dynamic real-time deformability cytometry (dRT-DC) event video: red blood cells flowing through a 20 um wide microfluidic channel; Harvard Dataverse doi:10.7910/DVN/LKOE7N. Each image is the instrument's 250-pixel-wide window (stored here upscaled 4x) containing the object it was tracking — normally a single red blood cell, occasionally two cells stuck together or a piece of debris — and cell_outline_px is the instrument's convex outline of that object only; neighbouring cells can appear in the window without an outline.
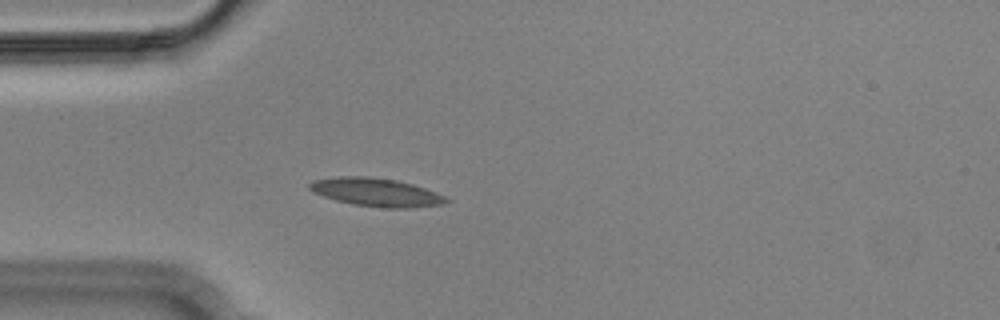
{"species": "Egyptian fruit bat (a non-hibernating species)", "species_latin": "Rousettus aegyptiacus", "temperature_condition": "cold", "stored_images_in_passage": 3, "camera_frame_rate_fps": 3000, "um_per_image_px": 0.085, "animal": {"sex": "male"}, "frame": {"image": 1, "passage_image": 3, "time_ms": 0.667, "image_size_px": [1000, 320], "cell_outline_px": [[452, 200], [444, 204], [412, 208], [384, 208], [352, 204], [336, 200], [312, 192], [308, 188], [308, 184], [312, 180], [340, 176], [364, 176], [396, 180], [412, 184], [436, 192]], "centroid_in_image_um": [31.98, 16.35], "position_along_channel_um": 53.0, "area_um2": 22.6}}